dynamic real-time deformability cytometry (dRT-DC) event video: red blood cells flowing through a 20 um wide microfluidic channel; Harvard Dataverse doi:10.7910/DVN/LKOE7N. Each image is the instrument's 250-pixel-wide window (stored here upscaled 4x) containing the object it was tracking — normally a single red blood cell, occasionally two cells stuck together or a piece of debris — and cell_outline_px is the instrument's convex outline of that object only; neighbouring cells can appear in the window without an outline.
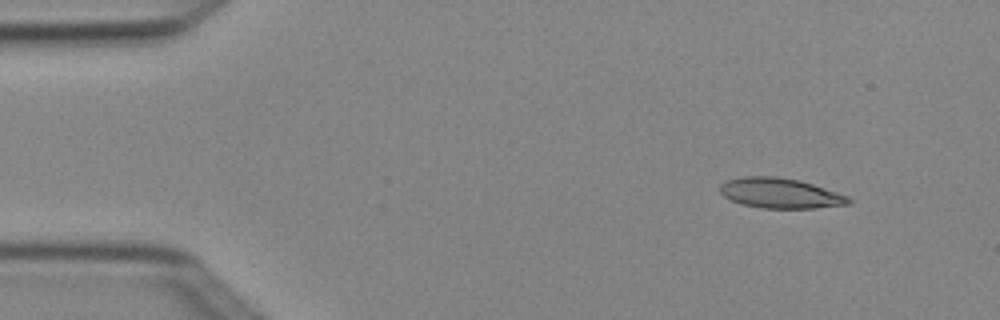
{"species": "Egyptian fruit bat (a non-hibernating species)", "species_latin": "Rousettus aegyptiacus", "temperature_condition": "cold", "stored_images_in_passage": 6, "camera_frame_rate_fps": 3000, "um_per_image_px": 0.085, "animal": {"sex": "female"}, "frame": {"image": 1, "passage_image": 2, "time_ms": 0.333, "image_size_px": [1000, 320], "cell_outline_px": [[852, 200], [848, 204], [816, 208], [760, 208], [744, 204], [732, 200], [724, 196], [720, 192], [720, 184], [728, 180], [744, 176], [776, 176], [800, 180], [848, 196]], "centroid_in_image_um": [66.31, 16.41], "position_along_channel_um": 18.7, "area_um2": 22.43}}
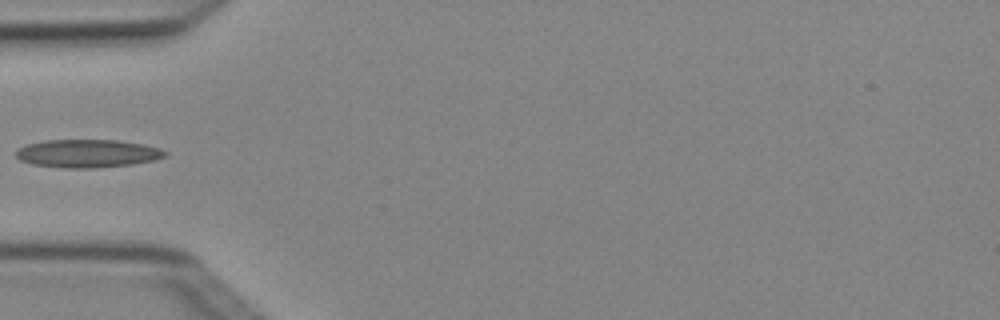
{"frame": {"image": 2, "passage_image": 5, "time_ms": 1.333, "image_size_px": [1000, 320], "cell_outline_px": [[168, 156], [156, 160], [132, 164], [96, 168], [64, 168], [32, 164], [20, 160], [16, 156], [16, 148], [28, 144], [44, 140], [116, 140], [144, 144], [160, 148], [168, 152]], "centroid_in_image_um": [7.46, 13.04], "position_along_channel_um": 77.5, "area_um2": 24.62}}
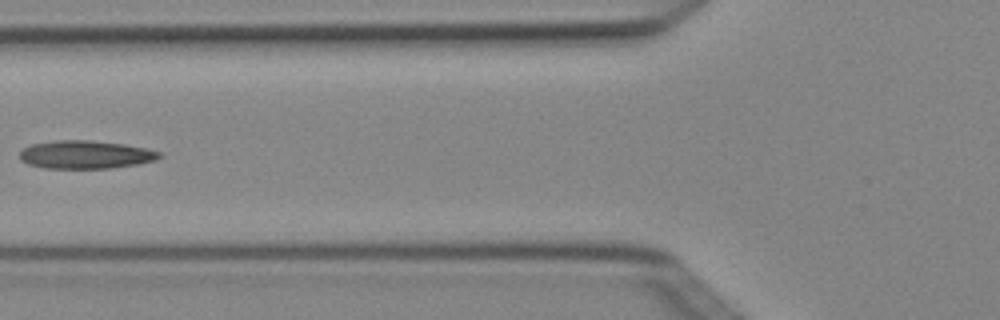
{"frame": {"image": 3, "passage_image": 6, "time_ms": 1.667, "image_size_px": [1000, 320], "cell_outline_px": [[164, 156], [156, 160], [136, 164], [112, 168], [44, 168], [28, 164], [20, 160], [20, 152], [24, 148], [32, 144], [56, 140], [92, 140], [124, 144], [148, 148], [160, 152]], "centroid_in_image_um": [7.3, 13.14], "position_along_channel_um": 118.5, "area_um2": 23.0}}